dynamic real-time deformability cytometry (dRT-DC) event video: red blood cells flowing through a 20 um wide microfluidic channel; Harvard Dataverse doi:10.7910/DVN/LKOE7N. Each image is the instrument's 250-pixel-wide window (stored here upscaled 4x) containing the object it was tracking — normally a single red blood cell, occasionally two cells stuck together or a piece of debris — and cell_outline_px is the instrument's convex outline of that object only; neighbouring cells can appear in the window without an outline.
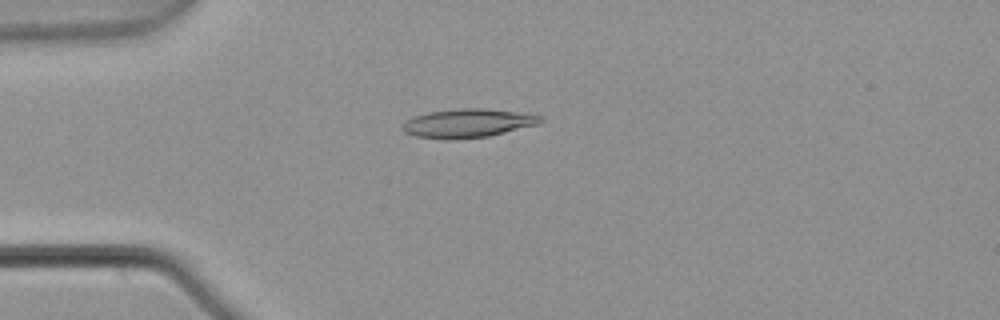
{"species": "common noctule bat (a hibernating species)", "species_latin": "Nyctalus noctula", "temperature_condition": "warm", "stored_images_in_passage": 3, "camera_frame_rate_fps": 3000, "um_per_image_px": 0.085, "animal": {"sex": "male", "body_mass_g": 21.5, "forearm_length_mm": 52.0}, "frame": {"image": 1, "passage_image": 1, "time_ms": 0.0, "image_size_px": [1000, 320], "cell_outline_px": [[544, 120], [540, 124], [488, 136], [448, 140], [444, 140], [416, 136], [404, 132], [400, 128], [408, 120], [416, 116], [428, 112], [456, 108], [484, 108], [528, 112], [544, 116]], "centroid_in_image_um": [39.84, 10.46], "position_along_channel_um": 45.2, "area_um2": 23.47}}
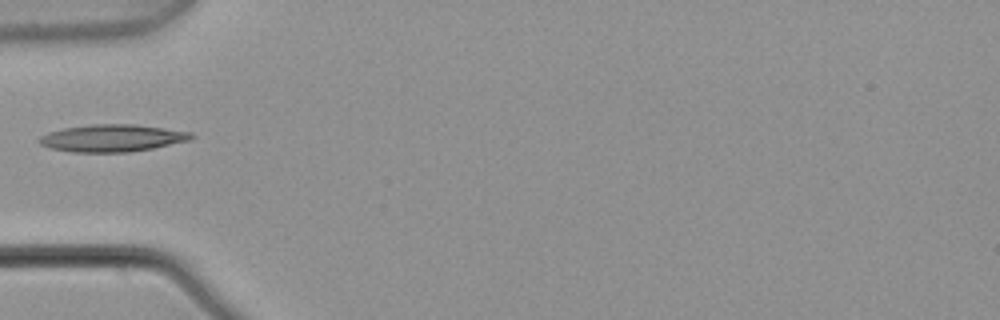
{"frame": {"image": 2, "passage_image": 2, "time_ms": 0.333, "image_size_px": [1000, 320], "cell_outline_px": [[196, 136], [192, 140], [152, 148], [128, 152], [72, 152], [52, 148], [40, 144], [36, 140], [40, 136], [48, 132], [64, 128], [92, 124], [132, 124], [164, 128], [192, 132]], "centroid_in_image_um": [9.55, 11.73], "position_along_channel_um": 75.4, "area_um2": 24.16}}
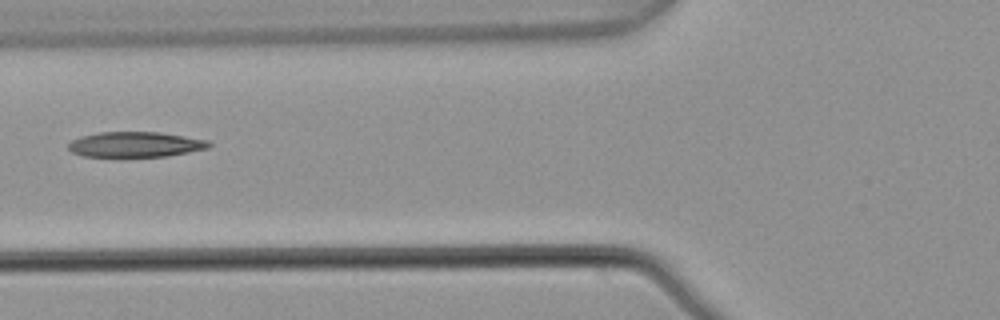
{"frame": {"image": 3, "passage_image": 3, "time_ms": 0.667, "image_size_px": [1000, 320], "cell_outline_px": [[212, 144], [208, 148], [168, 156], [84, 156], [72, 152], [68, 148], [68, 144], [72, 140], [80, 136], [100, 132], [160, 132], [208, 140]], "centroid_in_image_um": [11.51, 12.27], "position_along_channel_um": 114.3, "area_um2": 20.58}}